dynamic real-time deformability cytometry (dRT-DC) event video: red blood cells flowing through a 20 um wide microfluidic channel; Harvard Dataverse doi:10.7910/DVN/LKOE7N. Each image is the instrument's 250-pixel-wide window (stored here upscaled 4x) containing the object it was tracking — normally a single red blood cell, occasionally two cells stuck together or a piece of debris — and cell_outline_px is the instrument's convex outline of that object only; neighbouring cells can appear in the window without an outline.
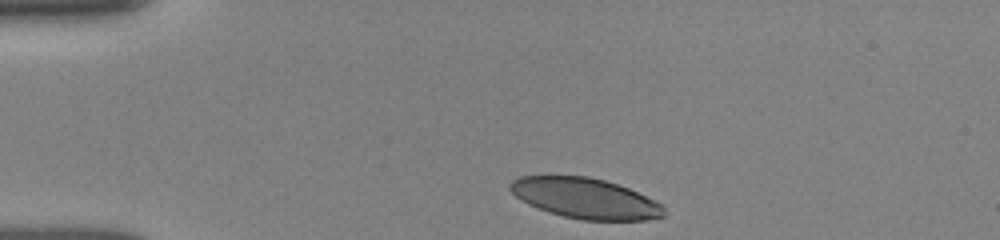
{"species": "human", "species_latin": "Homo sapiens", "temperature_condition": "room temperature", "stored_images_in_passage": 33, "camera_frame_rate_fps": 3000, "um_per_image_px": 0.085, "donor": {"sex": "female"}, "frame": {"image": 1, "passage_image": 1, "time_ms": 0.0, "image_size_px": [1000, 240], "cell_outline_px": [[664, 216], [648, 220], [584, 220], [564, 216], [548, 212], [528, 204], [520, 200], [508, 188], [508, 184], [512, 180], [520, 176], [588, 176], [604, 180], [628, 188], [660, 204], [664, 208]], "centroid_in_image_um": [49.7, 16.85], "position_along_channel_um": 35.3, "area_um2": 35.95}}
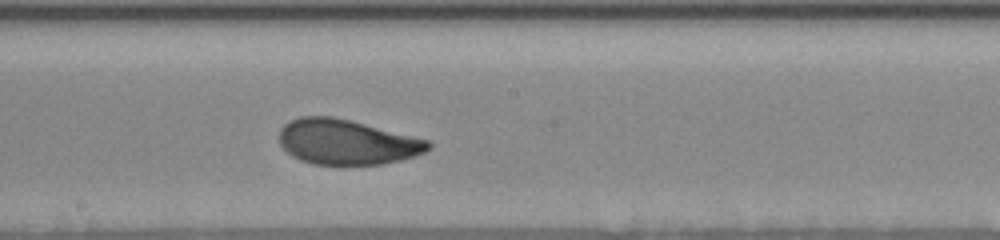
{"frame": {"image": 2, "passage_image": 19, "time_ms": 6.0, "image_size_px": [1000, 240], "cell_outline_px": [[432, 148], [424, 152], [400, 160], [380, 164], [348, 168], [340, 168], [312, 164], [300, 160], [292, 156], [280, 144], [280, 128], [284, 124], [300, 116], [332, 116], [428, 140], [432, 144]], "centroid_in_image_um": [29.44, 12.13], "position_along_channel_um": 218.8, "area_um2": 39.77}}
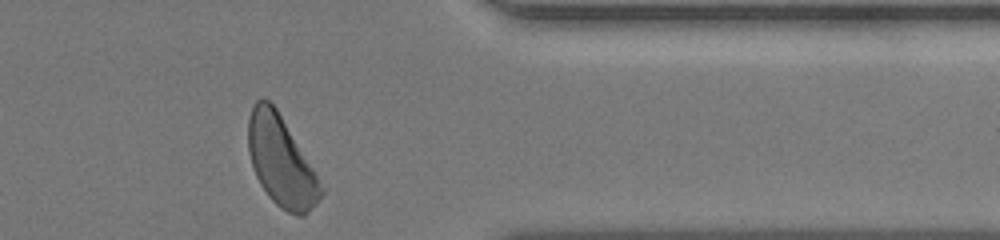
{"frame": {"image": 3, "passage_image": 33, "time_ms": 10.667, "image_size_px": [1000, 240], "cell_outline_px": [[324, 192], [308, 212], [304, 216], [296, 216], [280, 208], [268, 196], [260, 184], [256, 176], [248, 152], [248, 120], [252, 108], [256, 100], [268, 100], [276, 108], [324, 188]], "centroid_in_image_um": [23.87, 13.75], "position_along_channel_um": 387.5, "area_um2": 37.4}, "authors_computed_cell_mechanics": {"area_um2": 39.1884, "velocity_mm_per_s": 3.8509, "shape_relaxation_time_tau1_ms": 2.3892, "shape_relaxation_time_tau2_ms": 1.0004, "deformation_change_tau1": 0.1514, "deformation_change_tau2": 0.0661}}